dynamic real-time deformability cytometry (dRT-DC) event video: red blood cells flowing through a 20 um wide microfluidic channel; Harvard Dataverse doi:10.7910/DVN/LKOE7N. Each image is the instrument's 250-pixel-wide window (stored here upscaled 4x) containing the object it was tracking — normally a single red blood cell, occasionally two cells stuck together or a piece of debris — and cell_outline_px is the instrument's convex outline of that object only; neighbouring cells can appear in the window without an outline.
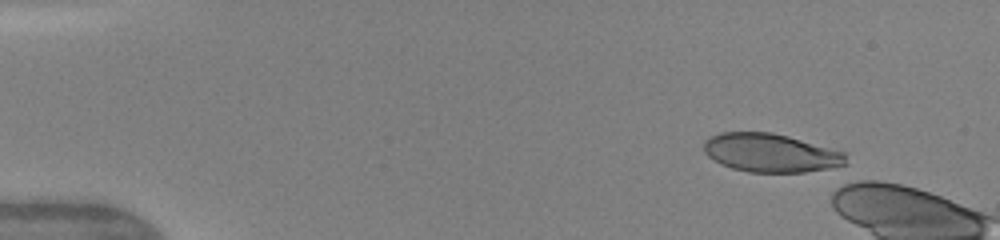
{"species": "human", "species_latin": "Homo sapiens", "temperature_condition": "warm", "stored_images_in_passage": 6, "camera_frame_rate_fps": 3000, "um_per_image_px": 0.085, "donor": {"sex": "female"}, "frame": {"image": 1, "passage_image": 1, "time_ms": 0.0, "image_size_px": [1000, 240], "cell_outline_px": [[848, 164], [828, 168], [804, 172], [748, 172], [732, 168], [720, 164], [708, 156], [704, 152], [704, 140], [720, 132], [772, 132], [788, 136], [848, 152]], "centroid_in_image_um": [65.55, 12.99], "position_along_channel_um": 19.5, "area_um2": 32.19}}